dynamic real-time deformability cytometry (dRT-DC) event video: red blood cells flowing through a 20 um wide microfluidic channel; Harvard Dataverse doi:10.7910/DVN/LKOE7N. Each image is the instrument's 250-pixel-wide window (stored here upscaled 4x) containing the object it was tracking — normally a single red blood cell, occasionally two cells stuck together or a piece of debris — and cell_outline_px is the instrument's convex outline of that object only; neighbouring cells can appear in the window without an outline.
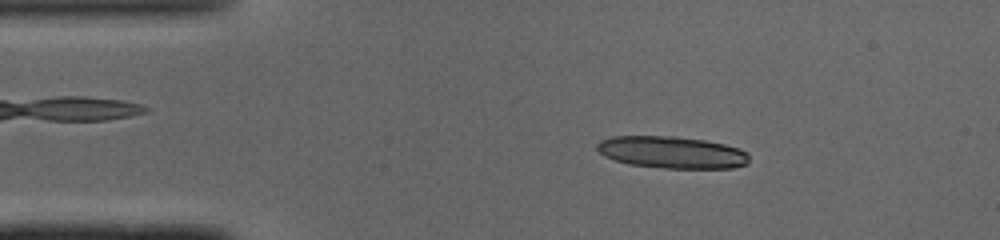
{"species": "common noctule bat (a hibernating species)", "species_latin": "Nyctalus noctula", "temperature_condition": "cold", "stored_images_in_passage": 48, "camera_frame_rate_fps": 3000, "um_per_image_px": 0.085, "animal": {"sex": "male", "body_mass_g": 19.0, "forearm_length_mm": 50.8}, "frame": {"image": 1, "passage_image": 8, "time_ms": 2.333, "image_size_px": [1000, 240], "cell_outline_px": [[748, 164], [732, 168], [664, 168], [628, 164], [604, 156], [596, 148], [596, 144], [600, 140], [612, 136], [676, 136], [704, 140], [724, 144], [748, 152]], "centroid_in_image_um": [57.09, 12.94], "position_along_channel_um": 27.9, "area_um2": 28.38}}
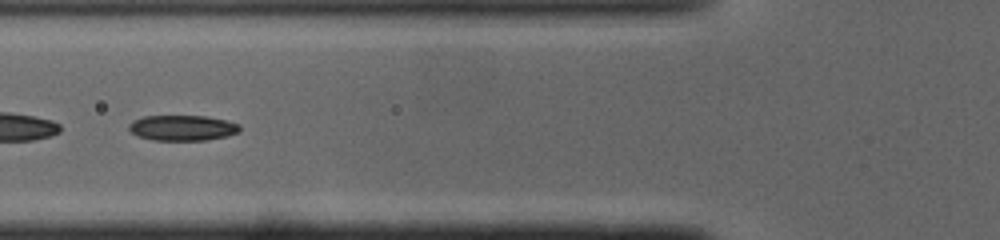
{"frame": {"image": 2, "passage_image": 18, "time_ms": 5.667, "image_size_px": [1000, 240], "cell_outline_px": [[240, 132], [228, 136], [208, 140], [152, 140], [136, 136], [128, 128], [128, 124], [132, 120], [144, 116], [208, 116], [228, 120], [240, 124]], "centroid_in_image_um": [15.53, 10.87], "position_along_channel_um": 110.3, "area_um2": 16.76}}
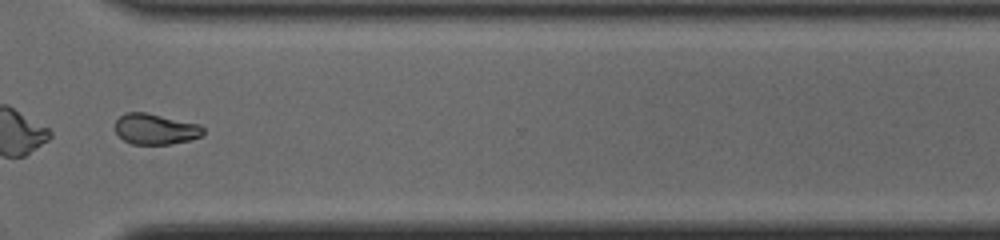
{"frame": {"image": 3, "passage_image": 36, "time_ms": 11.667, "image_size_px": [1000, 240], "cell_outline_px": [[204, 136], [188, 140], [168, 144], [132, 144], [124, 140], [116, 132], [116, 120], [124, 112], [148, 112], [200, 124], [204, 128]], "centroid_in_image_um": [13.24, 10.95], "position_along_channel_um": 357.4, "area_um2": 15.9}, "authors_computed_cell_mechanics": {"area_um2": 16.8487, "velocity_mm_per_s": 4.1091, "shape_relaxation_time_tau1_ms": 9.9347, "shape_relaxation_time_tau2_ms": 3.7948, "deformation_change_tau1": 0.2535, "deformation_change_tau2": 0.0783}}